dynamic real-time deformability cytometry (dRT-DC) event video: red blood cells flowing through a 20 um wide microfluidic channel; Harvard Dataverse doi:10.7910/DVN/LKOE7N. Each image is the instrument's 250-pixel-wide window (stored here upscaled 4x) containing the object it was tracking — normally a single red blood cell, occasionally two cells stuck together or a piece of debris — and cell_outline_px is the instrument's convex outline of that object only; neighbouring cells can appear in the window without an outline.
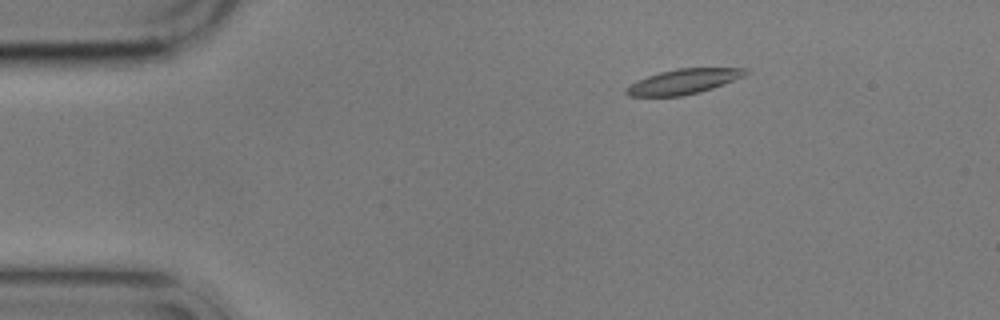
{"species": "common noctule bat (a hibernating species)", "species_latin": "Nyctalus noctula", "temperature_condition": "cold", "stored_images_in_passage": 5, "camera_frame_rate_fps": 3000, "um_per_image_px": 0.085, "animal": {"sex": "male", "body_mass_g": 17.9}, "frame": {"image": 1, "passage_image": 3, "time_ms": 2.333, "image_size_px": [1000, 320], "cell_outline_px": [[752, 72], [744, 76], [724, 84], [700, 92], [684, 96], [628, 96], [624, 92], [624, 88], [648, 76], [660, 72], [676, 68], [748, 68]], "centroid_in_image_um": [58.14, 6.93], "position_along_channel_um": 26.9, "area_um2": 17.4}}